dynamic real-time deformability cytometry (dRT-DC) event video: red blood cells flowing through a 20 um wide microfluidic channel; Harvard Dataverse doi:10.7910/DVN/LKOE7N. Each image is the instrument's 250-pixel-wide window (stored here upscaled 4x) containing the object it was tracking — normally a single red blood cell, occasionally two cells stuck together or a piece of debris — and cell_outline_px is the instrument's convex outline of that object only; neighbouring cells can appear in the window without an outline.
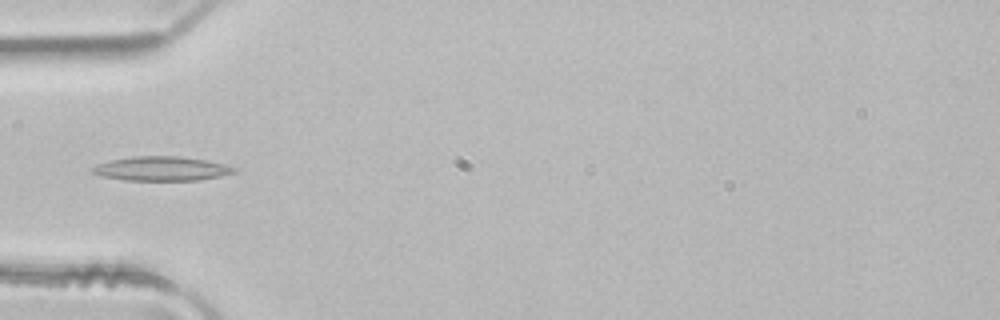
{"species": "common noctule bat (a hibernating species)", "species_latin": "Nyctalus noctula", "temperature_condition": "room temperature", "stored_images_in_passage": 3, "camera_frame_rate_fps": 3000, "um_per_image_px": 0.085, "animal": {"sex": "male", "body_mass_g": 21.5, "forearm_length_mm": 52.0}, "frame": {"image": 1, "passage_image": 3, "time_ms": 0.667, "image_size_px": [1000, 320], "cell_outline_px": [[236, 172], [220, 176], [196, 180], [124, 180], [100, 176], [92, 172], [92, 168], [96, 164], [112, 160], [132, 156], [180, 156], [204, 160], [224, 164], [236, 168]], "centroid_in_image_um": [13.7, 14.33], "position_along_channel_um": 71.3, "area_um2": 19.88}}